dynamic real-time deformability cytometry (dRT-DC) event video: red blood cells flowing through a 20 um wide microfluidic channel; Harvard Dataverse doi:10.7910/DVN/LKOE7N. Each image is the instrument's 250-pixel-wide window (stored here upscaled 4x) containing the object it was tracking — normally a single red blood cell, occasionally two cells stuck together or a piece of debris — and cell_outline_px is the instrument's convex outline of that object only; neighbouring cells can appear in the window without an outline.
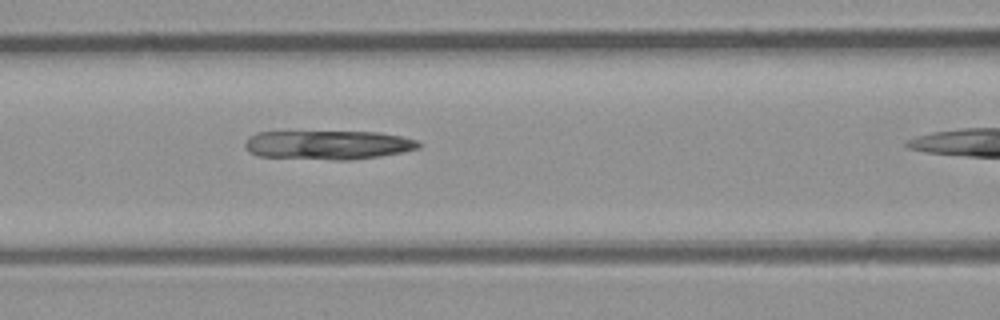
{"species": "common noctule bat (a hibernating species)", "species_latin": "Nyctalus noctula", "temperature_condition": "room temperature", "stored_images_in_passage": 6, "camera_frame_rate_fps": 3000, "um_per_image_px": 0.085, "animal": {"sex": "male", "body_mass_g": 23.1, "forearm_length_mm": 52.7}, "frame": {"image": 1, "passage_image": 5, "time_ms": 4.667, "image_size_px": [1000, 320], "cell_outline_px": [[420, 148], [404, 152], [380, 156], [348, 160], [332, 160], [256, 156], [248, 152], [244, 148], [244, 140], [248, 136], [256, 132], [380, 132], [400, 136], [416, 140], [420, 144]], "centroid_in_image_um": [27.83, 12.32], "position_along_channel_um": 138.8, "area_um2": 29.65}}